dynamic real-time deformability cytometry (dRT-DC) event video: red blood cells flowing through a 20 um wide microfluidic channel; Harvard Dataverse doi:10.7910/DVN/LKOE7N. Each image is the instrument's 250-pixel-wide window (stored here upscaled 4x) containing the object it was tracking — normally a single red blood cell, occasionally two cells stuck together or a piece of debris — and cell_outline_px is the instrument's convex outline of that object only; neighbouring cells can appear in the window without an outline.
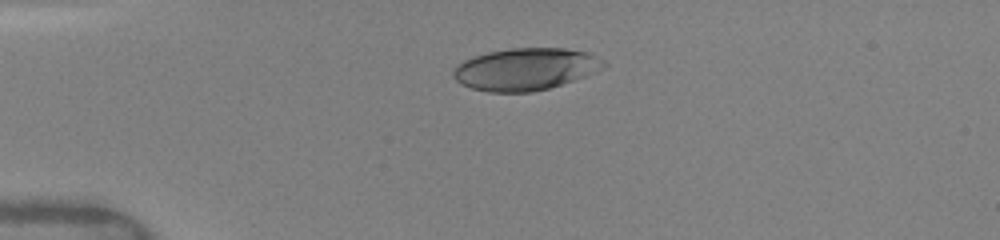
{"species": "human", "species_latin": "Homo sapiens", "temperature_condition": "warm", "stored_images_in_passage": 11, "camera_frame_rate_fps": 3000, "um_per_image_px": 0.085, "donor": {"sex": "female"}, "frame": {"image": 1, "passage_image": 4, "time_ms": 2.667, "image_size_px": [1000, 240], "cell_outline_px": [[608, 64], [604, 68], [584, 76], [548, 88], [532, 92], [488, 92], [472, 88], [460, 84], [452, 76], [452, 72], [456, 64], [472, 56], [488, 52], [512, 48], [564, 48], [588, 52], [604, 60]], "centroid_in_image_um": [44.64, 5.87], "position_along_channel_um": 40.4, "area_um2": 36.99}}
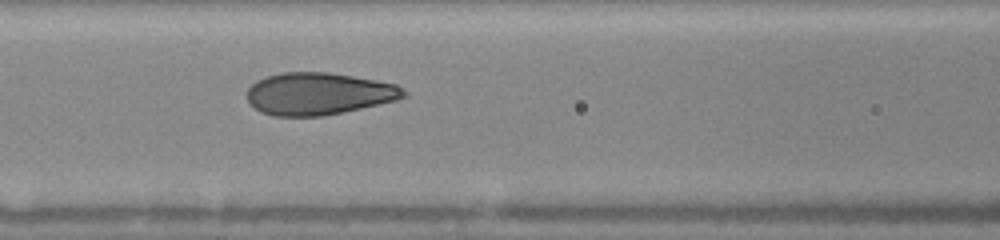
{"frame": {"image": 2, "passage_image": 8, "time_ms": 6.0, "image_size_px": [1000, 240], "cell_outline_px": [[408, 96], [396, 100], [324, 116], [272, 116], [260, 112], [248, 100], [248, 88], [256, 80], [280, 72], [328, 72], [376, 80], [396, 84], [408, 92]], "centroid_in_image_um": [27.09, 7.96], "position_along_channel_um": 139.5, "area_um2": 38.49}}
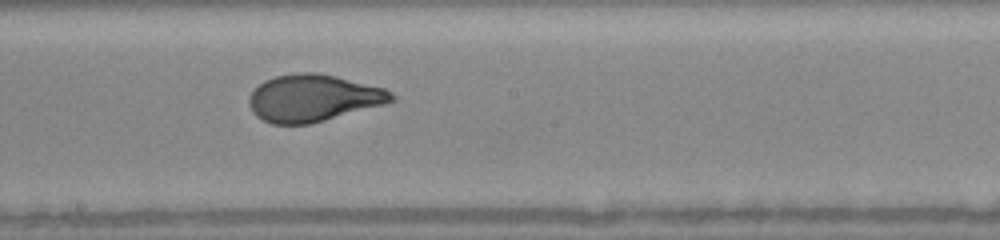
{"frame": {"image": 3, "passage_image": 10, "time_ms": 8.0, "image_size_px": [1000, 240], "cell_outline_px": [[396, 100], [384, 104], [324, 120], [308, 124], [272, 124], [256, 116], [252, 112], [248, 104], [248, 96], [264, 80], [276, 76], [296, 72], [316, 72], [336, 76], [384, 88], [392, 92], [396, 96]], "centroid_in_image_um": [26.6, 8.32], "position_along_channel_um": 221.6, "area_um2": 38.96}}